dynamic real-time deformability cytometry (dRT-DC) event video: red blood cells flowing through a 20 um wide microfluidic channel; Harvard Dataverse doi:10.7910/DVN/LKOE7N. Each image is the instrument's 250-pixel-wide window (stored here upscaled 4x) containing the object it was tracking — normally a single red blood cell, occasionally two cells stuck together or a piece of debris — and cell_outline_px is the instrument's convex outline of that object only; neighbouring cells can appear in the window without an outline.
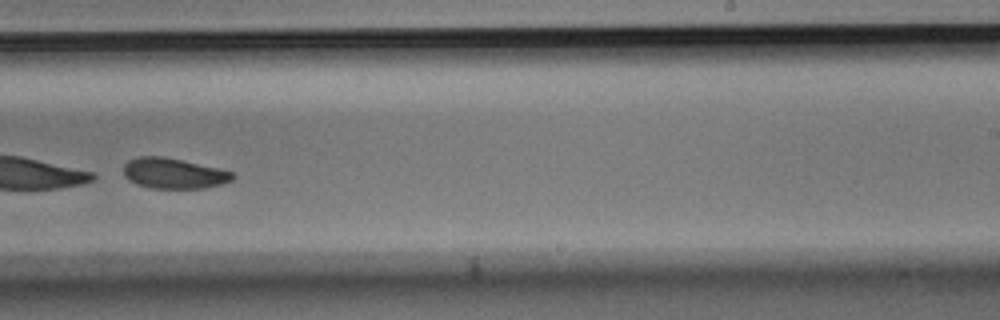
{"species": "Egyptian fruit bat (a non-hibernating species)", "species_latin": "Rousettus aegyptiacus", "temperature_condition": "room temperature", "stored_images_in_passage": 53, "segment_of_instrument_passage": [2, 2], "camera_frame_rate_fps": 3000, "um_per_image_px": 0.085, "animal": {"sex": "male"}, "frame": {"image": 1, "passage_image": 33, "time_ms": 10.667, "image_size_px": [1000, 320], "cell_outline_px": [[236, 176], [232, 180], [220, 184], [204, 188], [152, 188], [136, 184], [124, 176], [124, 164], [128, 160], [140, 156], [164, 156], [216, 168], [232, 172]], "centroid_in_image_um": [14.73, 14.73], "position_along_channel_um": 274.3, "area_um2": 19.19}}
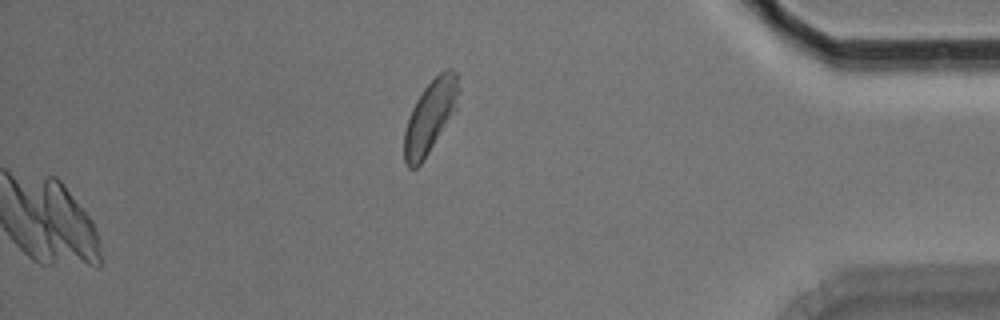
{"frame": {"image": 2, "passage_image": 53, "time_ms": 17.333, "image_size_px": [1000, 320], "cell_outline_px": [[460, 88], [456, 108], [424, 160], [416, 168], [408, 168], [404, 164], [404, 132], [408, 116], [416, 100], [424, 88], [444, 68], [452, 68], [456, 72]], "centroid_in_image_um": [36.55, 9.89], "position_along_channel_um": 398.6, "area_um2": 23.0}}